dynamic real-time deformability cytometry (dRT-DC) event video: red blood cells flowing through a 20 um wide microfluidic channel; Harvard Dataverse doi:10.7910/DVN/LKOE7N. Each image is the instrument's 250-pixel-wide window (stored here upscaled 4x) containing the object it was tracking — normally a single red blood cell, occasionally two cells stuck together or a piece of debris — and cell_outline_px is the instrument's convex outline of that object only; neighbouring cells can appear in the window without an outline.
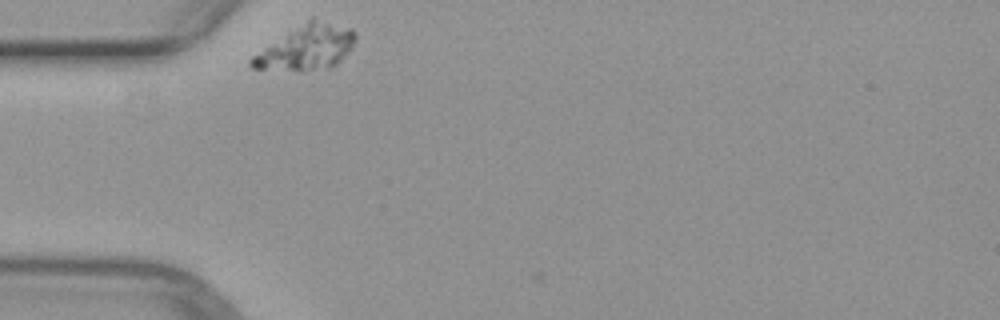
{"species": "common noctule bat (a hibernating species)", "species_latin": "Nyctalus noctula", "temperature_condition": "warm", "stored_images_in_passage": 29, "camera_frame_rate_fps": 3000, "um_per_image_px": 0.085, "animal": {"sex": "female", "body_mass_g": 29.2, "forearm_length_mm": 56.3}, "frame": {"image": 1, "passage_image": 1, "time_ms": 0.0, "image_size_px": [1000, 320], "cell_outline_px": [[356, 40], [352, 48], [336, 64], [328, 68], [300, 72], [252, 68], [248, 64], [248, 60], [252, 56], [312, 16], [352, 28], [356, 32]], "centroid_in_image_um": [26.08, 4.04], "position_along_channel_um": 58.9, "area_um2": 27.4}}
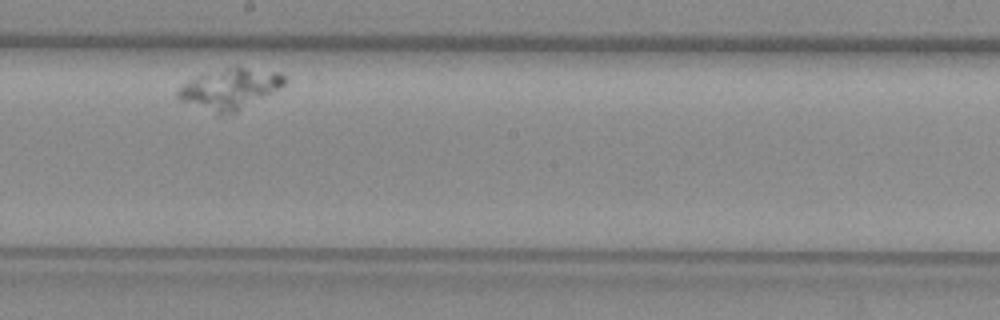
{"frame": {"image": 2, "passage_image": 17, "time_ms": 5.333, "image_size_px": [1000, 320], "cell_outline_px": [[284, 84], [280, 88], [236, 112], [220, 116], [216, 116], [180, 100], [176, 96], [176, 92], [188, 80], [204, 72], [236, 64], [280, 72], [284, 76]], "centroid_in_image_um": [19.5, 7.53], "position_along_channel_um": 228.7, "area_um2": 26.01}}
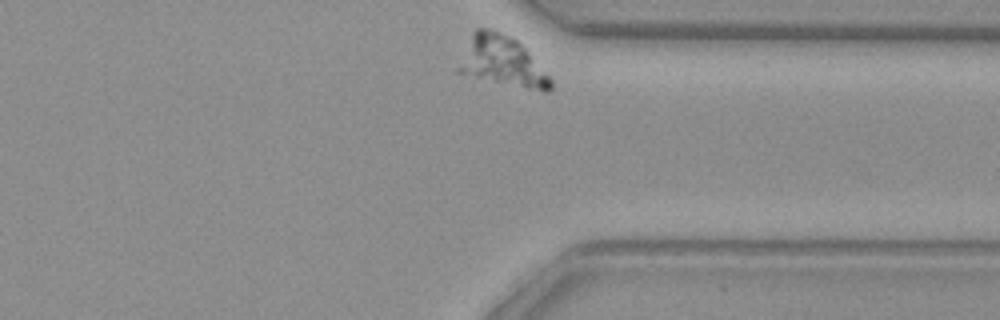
{"frame": {"image": 3, "passage_image": 29, "time_ms": 9.333, "image_size_px": [1000, 320], "cell_outline_px": [[552, 88], [548, 92], [544, 92], [456, 72], [456, 68], [472, 32], [476, 28], [492, 28], [512, 36], [528, 52], [552, 80]], "centroid_in_image_um": [42.66, 5.18], "position_along_channel_um": 368.7, "area_um2": 26.36}}